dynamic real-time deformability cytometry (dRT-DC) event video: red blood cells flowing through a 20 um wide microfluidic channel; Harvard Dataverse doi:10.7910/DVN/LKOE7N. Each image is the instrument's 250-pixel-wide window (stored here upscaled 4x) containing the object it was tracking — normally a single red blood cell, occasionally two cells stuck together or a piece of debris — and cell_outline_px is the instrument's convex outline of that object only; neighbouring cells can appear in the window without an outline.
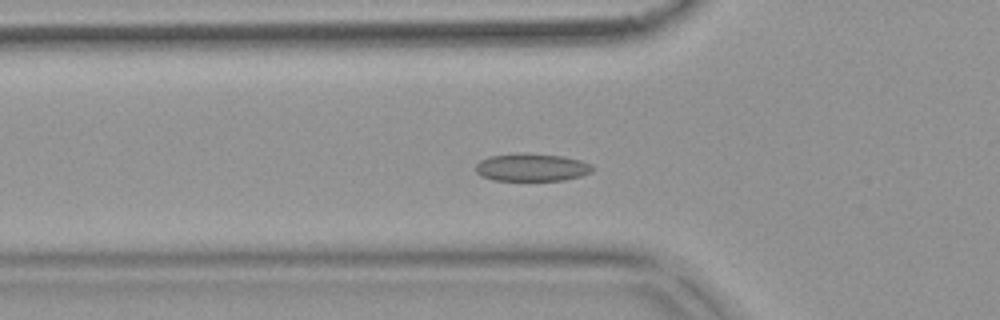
{"species": "common noctule bat (a hibernating species)", "species_latin": "Nyctalus noctula", "temperature_condition": "warm", "stored_images_in_passage": 55, "camera_frame_rate_fps": 3000, "um_per_image_px": 0.085, "animal": {"sex": "female", "body_mass_g": 18.4}, "frame": {"image": 1, "passage_image": 19, "time_ms": 6.0, "image_size_px": [1000, 320], "cell_outline_px": [[592, 172], [580, 176], [564, 180], [492, 180], [480, 176], [476, 172], [476, 164], [480, 160], [488, 156], [516, 152], [524, 152], [564, 156], [580, 160], [592, 164]], "centroid_in_image_um": [45.16, 14.2], "position_along_channel_um": 80.6, "area_um2": 19.19}}
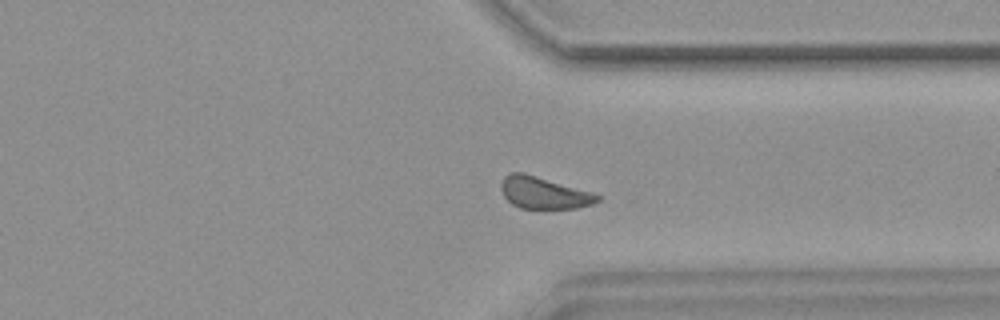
{"frame": {"image": 2, "passage_image": 42, "time_ms": 13.667, "image_size_px": [1000, 320], "cell_outline_px": [[600, 200], [592, 204], [576, 208], [520, 208], [512, 204], [504, 196], [500, 188], [500, 184], [504, 176], [508, 172], [524, 172], [592, 192], [600, 196]], "centroid_in_image_um": [46.19, 16.37], "position_along_channel_um": 365.2, "area_um2": 17.92}}
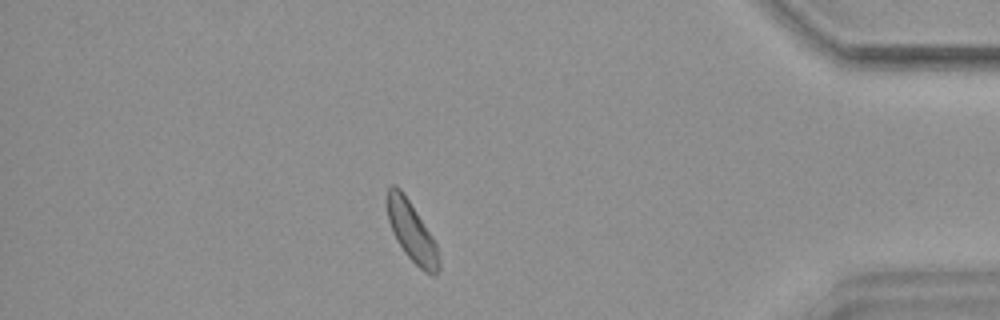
{"frame": {"image": 3, "passage_image": 48, "time_ms": 15.667, "image_size_px": [1000, 320], "cell_outline_px": [[440, 268], [436, 276], [432, 276], [424, 272], [404, 252], [396, 240], [392, 232], [388, 220], [388, 188], [392, 184], [396, 184], [404, 192], [432, 236], [436, 244], [440, 264]], "centroid_in_image_um": [35.01, 19.72], "position_along_channel_um": 400.2, "area_um2": 17.98}, "authors_computed_cell_mechanics": {"area_um2": 18.496, "velocity_mm_per_s": 3.7105, "shape_relaxation_time_tau1_ms": 2.7622, "shape_relaxation_time_tau2_ms": 1.9746, "deformation_change_tau1": 0.0494, "deformation_change_tau2": 0.0571}}